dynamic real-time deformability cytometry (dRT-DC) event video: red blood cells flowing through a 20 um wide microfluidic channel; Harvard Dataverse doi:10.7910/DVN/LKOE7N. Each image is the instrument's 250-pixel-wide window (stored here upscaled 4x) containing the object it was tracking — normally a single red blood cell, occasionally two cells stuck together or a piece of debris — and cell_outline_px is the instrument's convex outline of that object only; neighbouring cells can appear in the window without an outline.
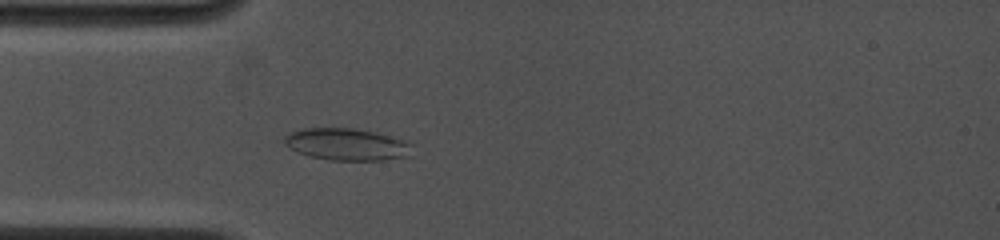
{"species": "common noctule bat (a hibernating species)", "species_latin": "Nyctalus noctula", "temperature_condition": "cold", "stored_images_in_passage": 50, "camera_frame_rate_fps": 4500, "um_per_image_px": 0.085, "animal": {"sex": "female", "body_mass_g": 19.0, "forearm_length_mm": 53.3}, "frame": {"image": 1, "passage_image": 1, "time_ms": 0.0, "image_size_px": [1000, 240], "cell_outline_px": [[412, 144], [408, 156], [384, 160], [332, 160], [312, 156], [296, 152], [284, 144], [284, 136], [300, 128], [356, 128], [408, 140]], "centroid_in_image_um": [29.47, 12.26], "position_along_channel_um": 55.5, "area_um2": 23.81}}
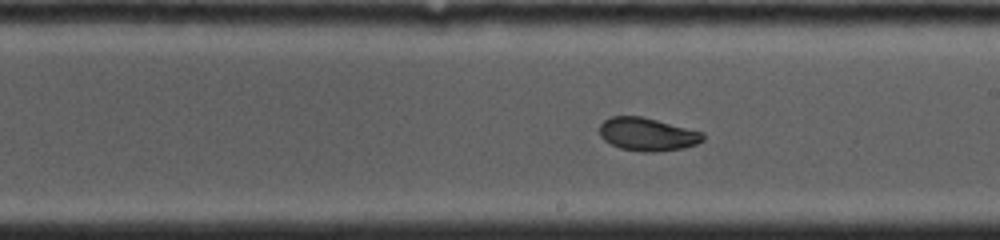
{"frame": {"image": 2, "passage_image": 21, "time_ms": 4.444, "image_size_px": [1000, 240], "cell_outline_px": [[704, 140], [696, 144], [684, 148], [652, 152], [644, 152], [620, 148], [604, 140], [600, 136], [600, 124], [604, 120], [612, 116], [640, 116], [704, 132]], "centroid_in_image_um": [55.03, 11.41], "position_along_channel_um": 234.0, "area_um2": 19.83}}
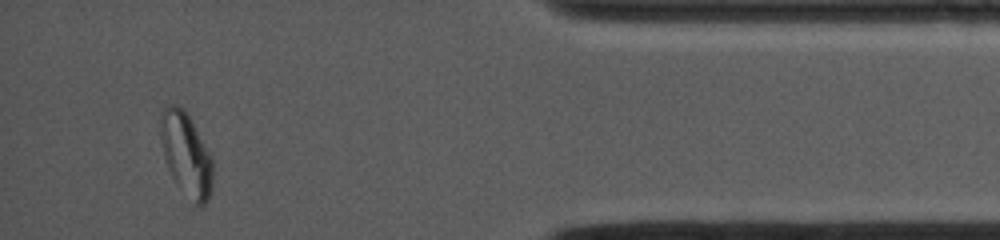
{"frame": {"image": 3, "passage_image": 45, "time_ms": 9.778, "image_size_px": [1000, 240], "cell_outline_px": [[212, 184], [208, 200], [200, 208], [192, 204], [172, 176], [168, 168], [164, 156], [160, 136], [160, 112], [168, 104], [176, 104], [184, 108], [208, 152], [212, 160]], "centroid_in_image_um": [15.8, 13.13], "position_along_channel_um": 419.4, "area_um2": 25.14}, "authors_computed_cell_mechanics": {"area_um2": 21.0103, "velocity_mm_per_s": 4.0834, "shape_relaxation_time_tau1_ms": 6.319, "shape_relaxation_time_tau2_ms": 1.1904, "deformation_change_tau1": 0.1142, "deformation_change_tau2": 0.0588}}